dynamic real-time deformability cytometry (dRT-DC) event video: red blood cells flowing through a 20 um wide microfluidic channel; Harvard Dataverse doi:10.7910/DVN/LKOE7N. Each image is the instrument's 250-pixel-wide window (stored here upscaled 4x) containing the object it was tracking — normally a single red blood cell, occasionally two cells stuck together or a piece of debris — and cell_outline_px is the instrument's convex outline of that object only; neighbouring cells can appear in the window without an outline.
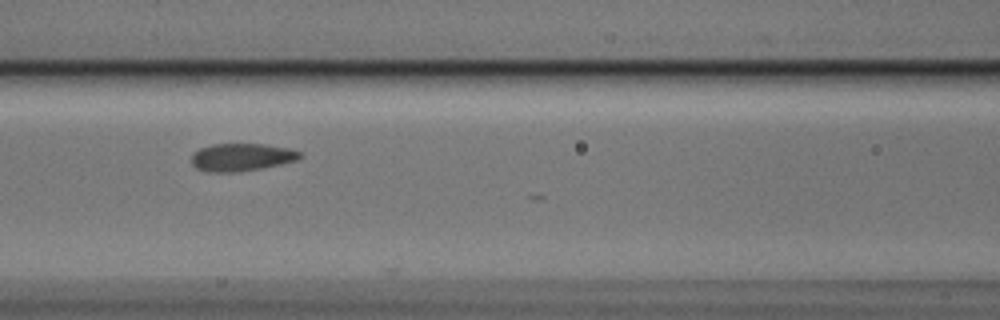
{"species": "Egyptian fruit bat (a non-hibernating species)", "species_latin": "Rousettus aegyptiacus", "temperature_condition": "cold", "stored_images_in_passage": 8, "camera_frame_rate_fps": 3000, "um_per_image_px": 0.085, "animal": {"sex": "male"}, "frame": {"image": 1, "passage_image": 7, "time_ms": 2.0, "image_size_px": [1000, 320], "cell_outline_px": [[304, 156], [296, 160], [280, 164], [260, 168], [236, 172], [208, 172], [196, 168], [192, 164], [192, 152], [200, 148], [212, 144], [264, 144], [288, 148], [300, 152]], "centroid_in_image_um": [20.51, 13.36], "position_along_channel_um": 146.1, "area_um2": 17.46}}